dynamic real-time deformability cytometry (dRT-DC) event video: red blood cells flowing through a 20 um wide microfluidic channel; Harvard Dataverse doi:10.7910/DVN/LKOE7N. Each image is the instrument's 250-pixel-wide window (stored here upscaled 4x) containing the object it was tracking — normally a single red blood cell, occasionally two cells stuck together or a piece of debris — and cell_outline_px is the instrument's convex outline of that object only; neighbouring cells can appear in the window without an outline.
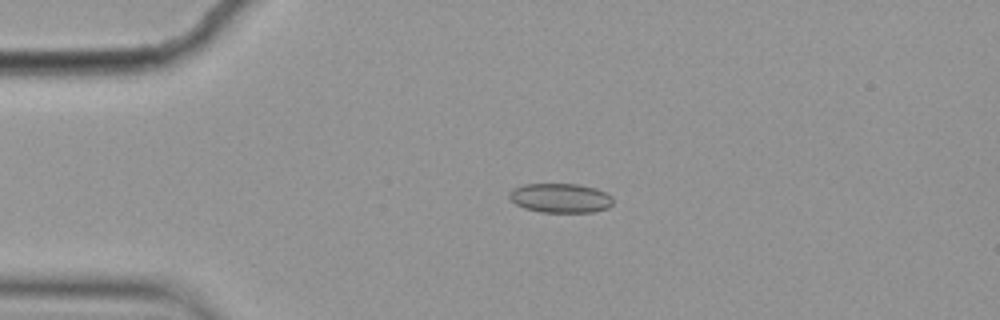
{"species": "common noctule bat (a hibernating species)", "species_latin": "Nyctalus noctula", "temperature_condition": "cold", "stored_images_in_passage": 3, "camera_frame_rate_fps": 3000, "um_per_image_px": 0.085, "animal": {"sex": "female", "body_mass_g": 19.9}, "frame": {"image": 1, "passage_image": 2, "time_ms": 0.333, "image_size_px": [1000, 320], "cell_outline_px": [[612, 204], [608, 208], [592, 212], [540, 212], [524, 208], [516, 204], [508, 196], [508, 192], [512, 188], [524, 184], [580, 184], [596, 188], [612, 196]], "centroid_in_image_um": [47.62, 16.83], "position_along_channel_um": 37.4, "area_um2": 17.86}}